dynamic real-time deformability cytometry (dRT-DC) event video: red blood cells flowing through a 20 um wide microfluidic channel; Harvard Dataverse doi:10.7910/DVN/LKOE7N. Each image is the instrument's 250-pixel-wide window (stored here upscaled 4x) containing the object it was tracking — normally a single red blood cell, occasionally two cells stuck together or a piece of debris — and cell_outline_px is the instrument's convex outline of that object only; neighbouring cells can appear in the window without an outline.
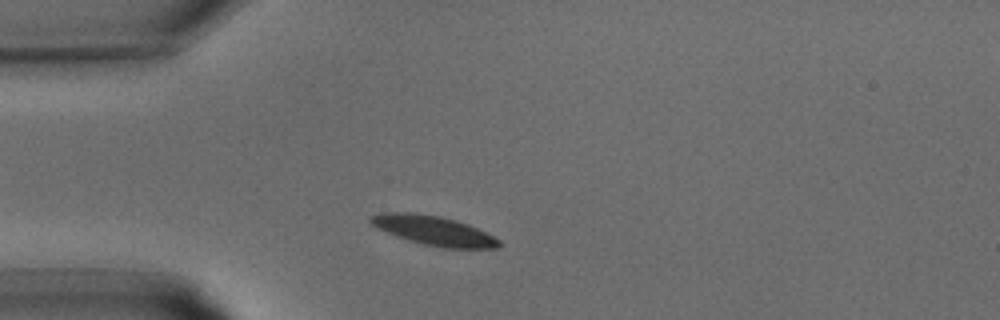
{"species": "common noctule bat (a hibernating species)", "species_latin": "Nyctalus noctula", "temperature_condition": "warm", "stored_images_in_passage": 23, "camera_frame_rate_fps": 3000, "um_per_image_px": 0.085, "animal": {"sex": "male", "body_mass_g": 15.6}, "frame": {"image": 1, "passage_image": 3, "time_ms": 0.667, "image_size_px": [1000, 320], "cell_outline_px": [[504, 244], [500, 248], [444, 248], [424, 244], [408, 240], [396, 236], [376, 228], [368, 220], [368, 216], [380, 212], [412, 212], [440, 216], [456, 220], [468, 224], [500, 240]], "centroid_in_image_um": [36.83, 19.59], "position_along_channel_um": 48.2, "area_um2": 22.14}}
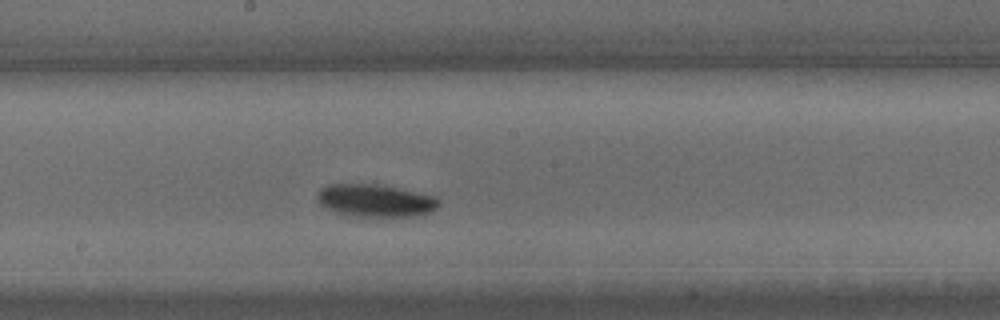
{"frame": {"image": 2, "passage_image": 12, "time_ms": 3.667, "image_size_px": [1000, 320], "cell_outline_px": [[440, 204], [436, 208], [424, 216], [352, 216], [336, 212], [324, 208], [316, 200], [316, 196], [320, 188], [328, 184], [376, 184], [436, 196], [440, 200]], "centroid_in_image_um": [31.89, 17.05], "position_along_channel_um": 216.3, "area_um2": 23.24}}
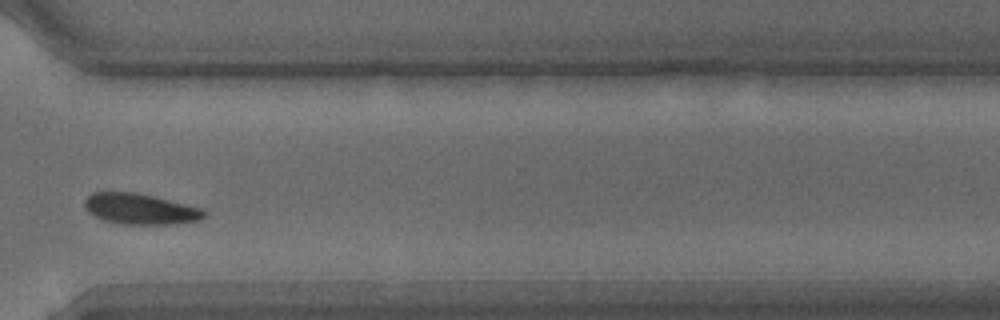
{"frame": {"image": 3, "passage_image": 19, "time_ms": 6.0, "image_size_px": [1000, 320], "cell_outline_px": [[208, 212], [200, 220], [172, 224], [128, 224], [104, 220], [88, 212], [84, 208], [84, 200], [92, 192], [132, 192], [152, 196], [204, 208]], "centroid_in_image_um": [11.94, 17.76], "position_along_channel_um": 358.7, "area_um2": 21.33}}